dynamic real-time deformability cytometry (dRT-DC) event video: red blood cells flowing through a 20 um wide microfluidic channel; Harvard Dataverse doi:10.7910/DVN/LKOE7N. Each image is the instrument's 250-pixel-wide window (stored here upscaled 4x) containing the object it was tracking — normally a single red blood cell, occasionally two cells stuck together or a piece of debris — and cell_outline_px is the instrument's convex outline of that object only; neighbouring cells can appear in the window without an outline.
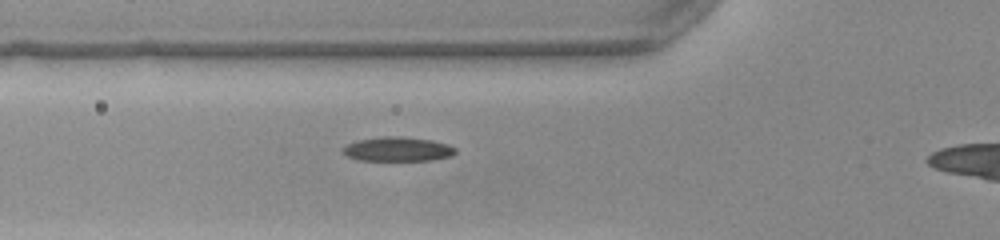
{"species": "common noctule bat (a hibernating species)", "species_latin": "Nyctalus noctula", "temperature_condition": "warm", "stored_images_in_passage": 26, "camera_frame_rate_fps": 3000, "um_per_image_px": 0.085, "animal": {"sex": "female", "body_mass_g": 22.0, "forearm_length_mm": 56.7}, "frame": {"image": 1, "passage_image": 2, "time_ms": 0.333, "image_size_px": [1000, 240], "cell_outline_px": [[456, 152], [452, 156], [432, 160], [360, 160], [348, 156], [340, 148], [356, 140], [384, 136], [396, 136], [432, 140], [448, 144], [456, 148]], "centroid_in_image_um": [33.82, 12.67], "position_along_channel_um": 92.0, "area_um2": 15.9}}
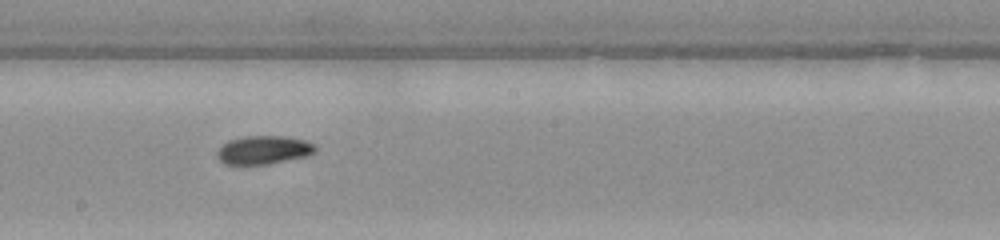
{"frame": {"image": 2, "passage_image": 12, "time_ms": 3.667, "image_size_px": [1000, 240], "cell_outline_px": [[316, 152], [308, 156], [268, 164], [224, 164], [216, 156], [216, 152], [228, 140], [244, 136], [280, 136], [304, 140], [312, 144], [316, 148]], "centroid_in_image_um": [22.39, 12.75], "position_along_channel_um": 225.8, "area_um2": 16.18}}
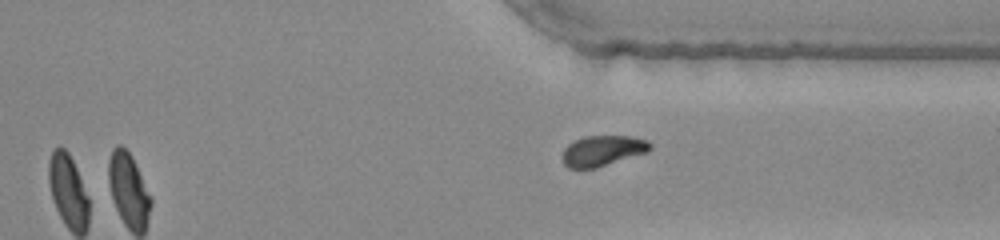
{"frame": {"image": 3, "passage_image": 22, "time_ms": 7.0, "image_size_px": [1000, 240], "cell_outline_px": [[652, 148], [648, 152], [596, 168], [568, 168], [564, 164], [560, 156], [564, 148], [568, 144], [584, 136], [632, 136], [648, 140], [652, 144]], "centroid_in_image_um": [51.22, 12.81], "position_along_channel_um": 360.2, "area_um2": 15.84}}